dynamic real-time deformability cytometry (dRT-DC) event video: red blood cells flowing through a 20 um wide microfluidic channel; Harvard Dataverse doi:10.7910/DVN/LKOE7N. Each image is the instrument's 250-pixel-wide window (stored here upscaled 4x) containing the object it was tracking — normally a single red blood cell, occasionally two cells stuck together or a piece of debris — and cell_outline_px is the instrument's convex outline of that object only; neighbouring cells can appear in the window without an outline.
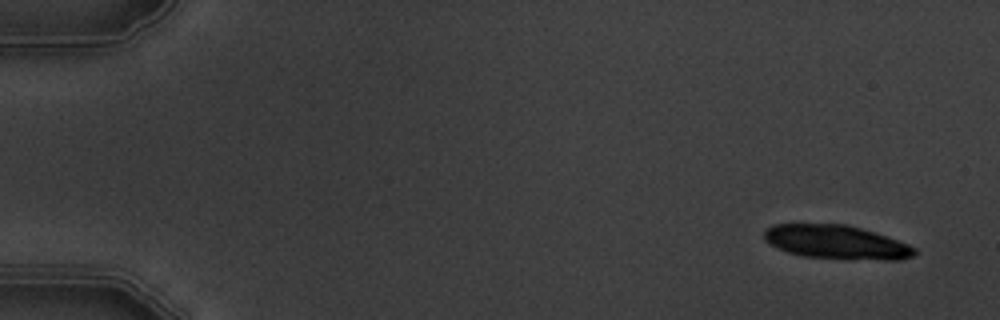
{"species": "common noctule bat (a hibernating species)", "species_latin": "Nyctalus noctula", "temperature_condition": "warm", "stored_images_in_passage": 6, "camera_frame_rate_fps": 3000, "um_per_image_px": 0.085, "animal": {"sex": "male", "body_mass_g": 19.5, "forearm_length_mm": 54.6}, "frame": {"image": 1, "passage_image": 1, "time_ms": 0.0, "image_size_px": [1000, 320], "cell_outline_px": [[916, 252], [912, 256], [900, 260], [884, 260], [804, 256], [788, 252], [776, 248], [764, 240], [764, 228], [772, 224], [844, 224], [860, 228], [908, 244], [916, 248]], "centroid_in_image_um": [71.03, 20.57], "position_along_channel_um": 14.0, "area_um2": 29.3}}